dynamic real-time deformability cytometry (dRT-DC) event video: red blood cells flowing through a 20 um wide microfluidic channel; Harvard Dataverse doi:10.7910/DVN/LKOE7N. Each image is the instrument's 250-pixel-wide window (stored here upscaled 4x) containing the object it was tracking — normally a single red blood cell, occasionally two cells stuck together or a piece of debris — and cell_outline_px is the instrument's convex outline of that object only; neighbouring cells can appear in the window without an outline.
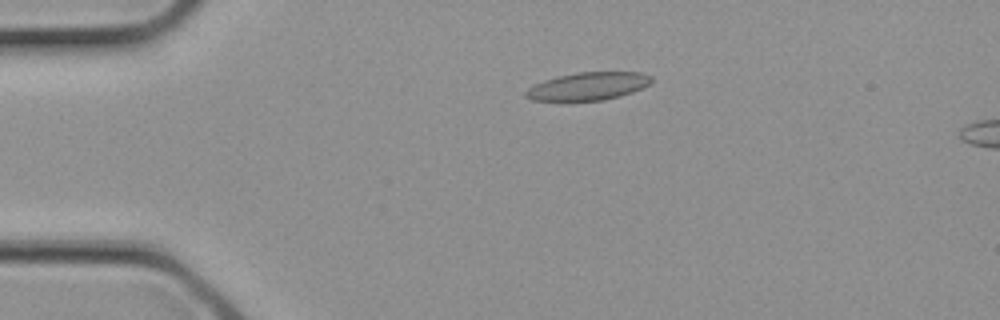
{"species": "common noctule bat (a hibernating species)", "species_latin": "Nyctalus noctula", "temperature_condition": "cold", "stored_images_in_passage": 3, "camera_frame_rate_fps": 3000, "um_per_image_px": 0.085, "animal": {"sex": "female", "body_mass_g": 21.9}, "frame": {"image": 1, "passage_image": 3, "time_ms": 0.667, "image_size_px": [1000, 320], "cell_outline_px": [[652, 80], [648, 84], [632, 92], [620, 96], [604, 100], [532, 100], [524, 96], [524, 92], [528, 88], [544, 80], [556, 76], [576, 72], [644, 72], [652, 76]], "centroid_in_image_um": [49.98, 7.31], "position_along_channel_um": 35.0, "area_um2": 20.29}}